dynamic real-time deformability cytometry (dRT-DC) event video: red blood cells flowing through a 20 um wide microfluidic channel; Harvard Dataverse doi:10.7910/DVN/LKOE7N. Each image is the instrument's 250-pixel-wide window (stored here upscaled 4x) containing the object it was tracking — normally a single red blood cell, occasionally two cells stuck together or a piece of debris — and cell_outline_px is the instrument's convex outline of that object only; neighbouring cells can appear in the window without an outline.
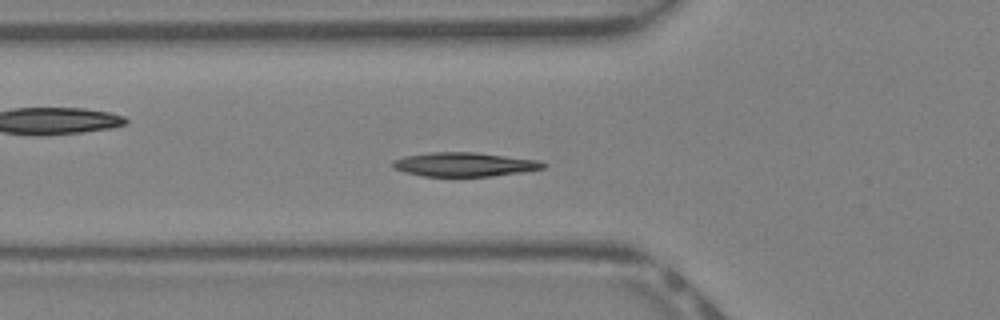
{"species": "Egyptian fruit bat (a non-hibernating species)", "species_latin": "Rousettus aegyptiacus", "temperature_condition": "warm", "stored_images_in_passage": 43, "camera_frame_rate_fps": 3000, "um_per_image_px": 0.085, "animal": {"sex": "female"}, "frame": {"image": 1, "passage_image": 15, "time_ms": 4.667, "image_size_px": [1000, 320], "cell_outline_px": [[548, 164], [544, 168], [524, 172], [492, 176], [424, 176], [404, 172], [392, 168], [392, 160], [404, 156], [428, 152], [476, 152], [540, 160]], "centroid_in_image_um": [39.48, 13.97], "position_along_channel_um": 86.3, "area_um2": 21.33}}
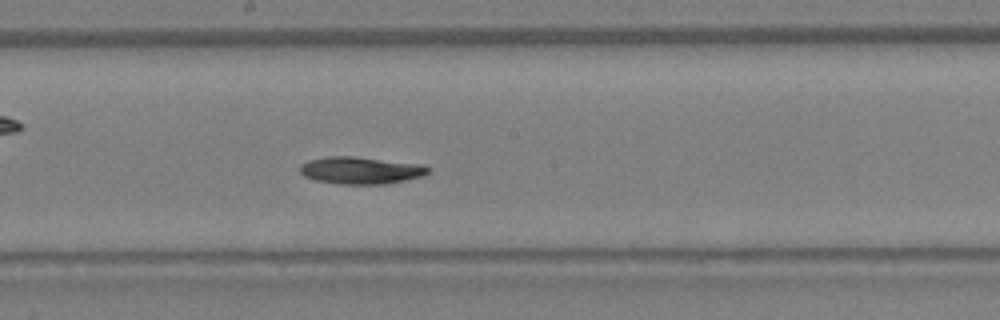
{"frame": {"image": 2, "passage_image": 23, "time_ms": 7.333, "image_size_px": [1000, 320], "cell_outline_px": [[432, 168], [428, 172], [420, 176], [404, 180], [384, 184], [340, 184], [316, 180], [304, 176], [300, 172], [300, 164], [308, 160], [328, 156], [352, 156], [420, 164]], "centroid_in_image_um": [30.62, 14.47], "position_along_channel_um": 217.6, "area_um2": 20.11}}
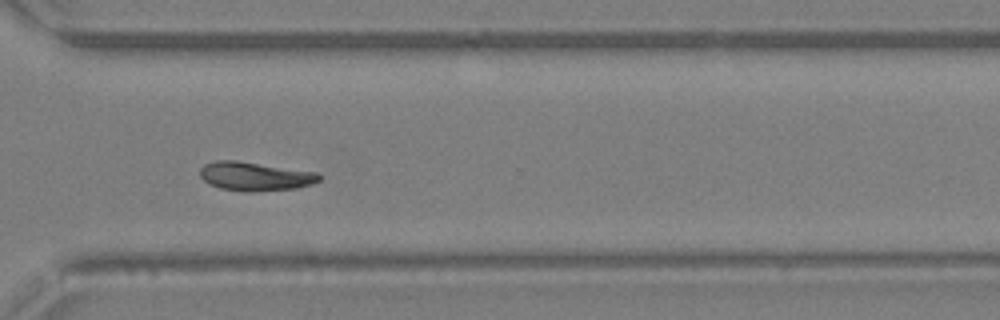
{"frame": {"image": 3, "passage_image": 31, "time_ms": 10.0, "image_size_px": [1000, 320], "cell_outline_px": [[320, 180], [312, 184], [296, 188], [252, 192], [244, 192], [220, 188], [208, 184], [200, 176], [200, 168], [204, 164], [216, 160], [236, 160], [316, 172], [320, 176]], "centroid_in_image_um": [21.64, 14.99], "position_along_channel_um": 349.0, "area_um2": 20.06}}